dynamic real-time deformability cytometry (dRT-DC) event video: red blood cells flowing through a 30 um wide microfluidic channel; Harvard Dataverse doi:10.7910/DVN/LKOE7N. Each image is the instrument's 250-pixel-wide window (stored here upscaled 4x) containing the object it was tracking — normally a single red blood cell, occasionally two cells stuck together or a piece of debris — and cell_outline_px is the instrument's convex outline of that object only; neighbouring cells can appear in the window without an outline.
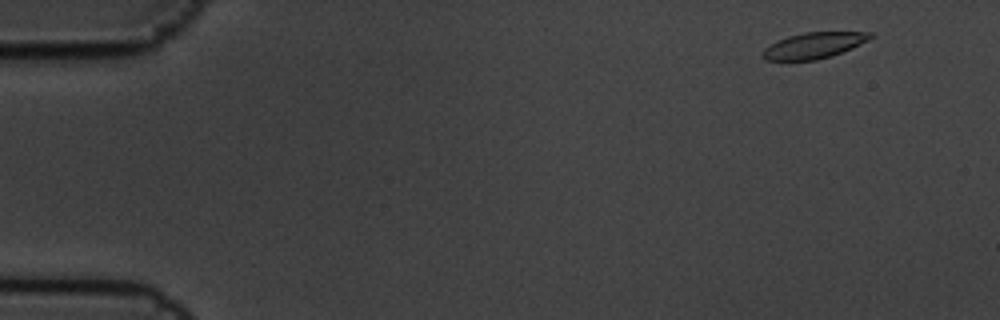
{"species": "common noctule bat (a hibernating species)", "species_latin": "Nyctalus noctula", "temperature_condition": "cold", "stored_images_in_passage": 6, "camera_frame_rate_fps": 3000, "um_per_image_px": 0.085, "animal": {"sex": "male", "body_mass_g": 19.5, "forearm_length_mm": 54.6}, "frame": {"image": 1, "passage_image": 1, "time_ms": 0.0, "image_size_px": [1000, 320], "cell_outline_px": [[876, 36], [852, 48], [832, 56], [816, 60], [764, 60], [764, 48], [788, 36], [804, 32], [872, 32]], "centroid_in_image_um": [69.24, 3.85], "position_along_channel_um": 15.8, "area_um2": 16.13}}
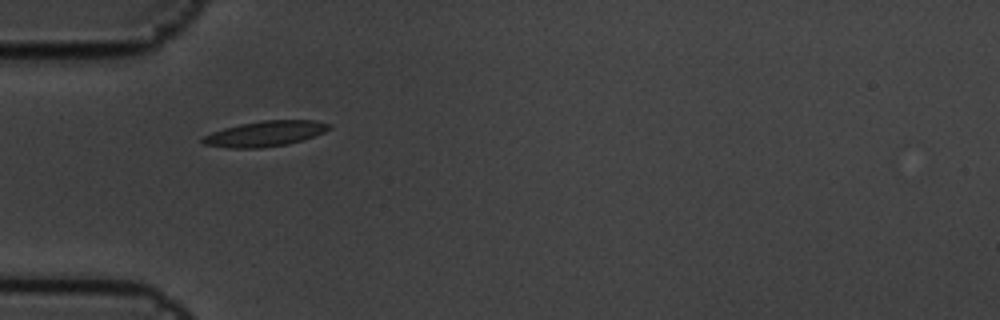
{"frame": {"image": 2, "passage_image": 5, "time_ms": 1.333, "image_size_px": [1000, 320], "cell_outline_px": [[332, 128], [324, 132], [288, 144], [260, 148], [228, 148], [204, 144], [200, 140], [204, 136], [212, 132], [224, 128], [240, 124], [260, 120], [316, 120], [332, 124]], "centroid_in_image_um": [22.54, 11.35], "position_along_channel_um": 62.5, "area_um2": 18.73}}
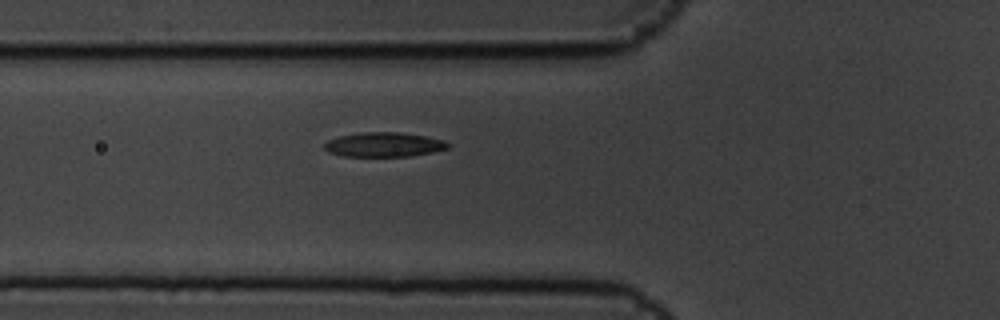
{"frame": {"image": 3, "passage_image": 6, "time_ms": 1.667, "image_size_px": [1000, 320], "cell_outline_px": [[448, 148], [432, 152], [412, 156], [344, 156], [328, 152], [324, 148], [324, 144], [328, 140], [340, 136], [360, 132], [396, 132], [424, 136], [444, 140], [448, 144]], "centroid_in_image_um": [32.6, 12.29], "position_along_channel_um": 93.2, "area_um2": 17.46}}